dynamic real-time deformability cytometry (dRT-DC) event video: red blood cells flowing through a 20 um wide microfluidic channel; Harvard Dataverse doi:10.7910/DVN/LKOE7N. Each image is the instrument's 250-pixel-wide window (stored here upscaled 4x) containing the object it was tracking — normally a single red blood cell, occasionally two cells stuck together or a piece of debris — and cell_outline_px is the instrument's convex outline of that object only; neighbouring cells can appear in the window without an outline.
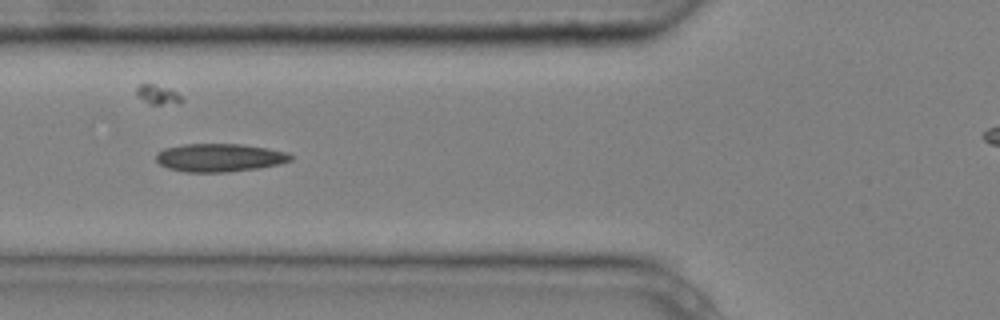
{"species": "common noctule bat (a hibernating species)", "species_latin": "Nyctalus noctula", "temperature_condition": "cold", "stored_images_in_passage": 10, "camera_frame_rate_fps": 3000, "um_per_image_px": 0.085, "animal": {"sex": "male", "body_mass_g": 20.4}, "frame": {"image": 1, "passage_image": 4, "time_ms": 1.0, "image_size_px": [1000, 320], "cell_outline_px": [[292, 160], [280, 164], [260, 168], [228, 172], [184, 172], [168, 168], [160, 164], [156, 160], [156, 152], [164, 148], [184, 144], [244, 144], [268, 148], [288, 152], [292, 156]], "centroid_in_image_um": [18.67, 13.4], "position_along_channel_um": 107.1, "area_um2": 22.31}}